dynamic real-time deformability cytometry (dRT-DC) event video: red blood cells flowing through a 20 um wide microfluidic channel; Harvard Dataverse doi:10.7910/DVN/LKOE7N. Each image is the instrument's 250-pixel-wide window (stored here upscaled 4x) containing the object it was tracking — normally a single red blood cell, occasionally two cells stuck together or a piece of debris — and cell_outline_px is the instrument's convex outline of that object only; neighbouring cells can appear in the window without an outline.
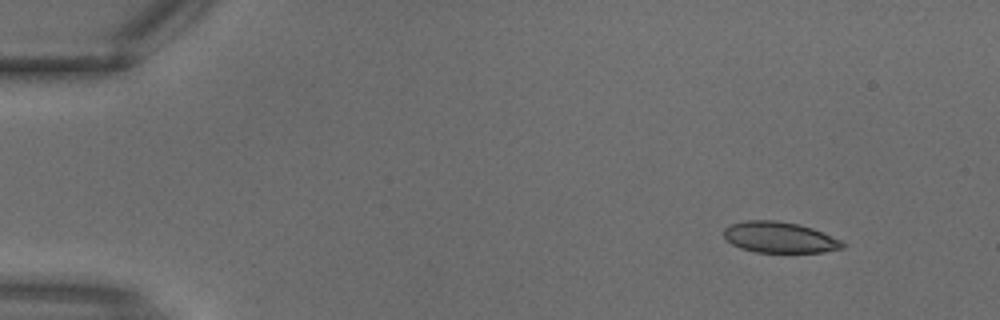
{"species": "common noctule bat (a hibernating species)", "species_latin": "Nyctalus noctula", "temperature_condition": "warm", "stored_images_in_passage": 3, "camera_frame_rate_fps": 3000, "um_per_image_px": 0.085, "animal": {"sex": "male", "body_mass_g": 18.8}, "frame": {"image": 1, "passage_image": 1, "time_ms": 0.0, "image_size_px": [1000, 320], "cell_outline_px": [[844, 248], [824, 252], [756, 252], [740, 248], [732, 244], [724, 236], [724, 228], [728, 224], [744, 220], [776, 220], [800, 224], [812, 228], [840, 240], [844, 244]], "centroid_in_image_um": [66.22, 20.16], "position_along_channel_um": 18.8, "area_um2": 21.44}}
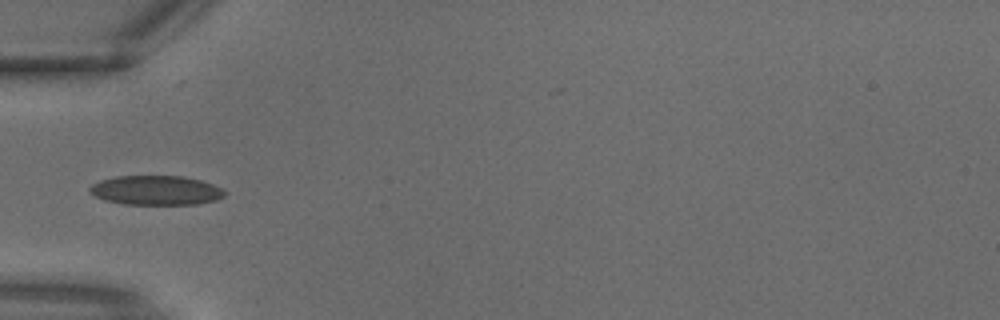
{"frame": {"image": 2, "passage_image": 3, "time_ms": 0.667, "image_size_px": [1000, 320], "cell_outline_px": [[224, 196], [216, 200], [196, 204], [124, 204], [104, 200], [88, 192], [88, 188], [92, 184], [100, 180], [116, 176], [184, 176], [200, 180], [212, 184], [220, 188], [224, 192]], "centroid_in_image_um": [13.21, 16.17], "position_along_channel_um": 71.8, "area_um2": 23.06}}